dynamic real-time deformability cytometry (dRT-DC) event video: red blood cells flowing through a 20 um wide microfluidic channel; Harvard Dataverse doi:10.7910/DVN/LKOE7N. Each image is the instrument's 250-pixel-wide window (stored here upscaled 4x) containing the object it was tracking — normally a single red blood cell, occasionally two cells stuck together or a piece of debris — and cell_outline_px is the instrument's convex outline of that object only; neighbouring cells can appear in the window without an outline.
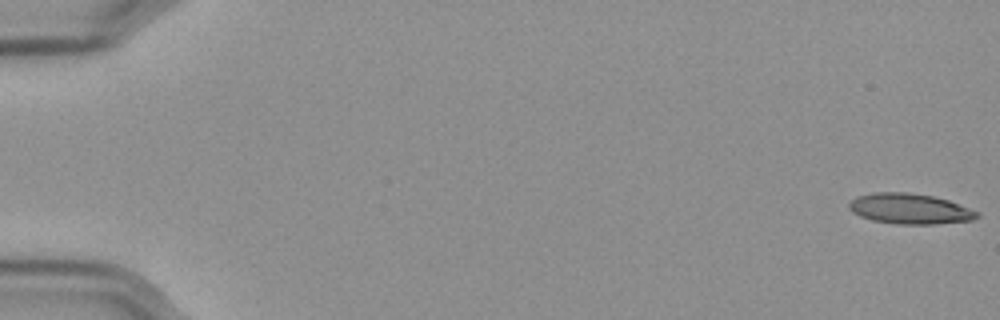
{"species": "Egyptian fruit bat (a non-hibernating species)", "species_latin": "Rousettus aegyptiacus", "temperature_condition": "cold", "stored_images_in_passage": 58, "camera_frame_rate_fps": 3000, "um_per_image_px": 0.085, "frame": {"image": 1, "passage_image": 1, "time_ms": 0.0, "image_size_px": [1000, 320], "cell_outline_px": [[980, 216], [972, 220], [932, 224], [900, 224], [872, 220], [860, 216], [852, 212], [848, 208], [848, 204], [856, 196], [872, 192], [908, 192], [932, 196], [948, 200], [980, 212]], "centroid_in_image_um": [77.32, 17.74], "position_along_channel_um": 7.7, "area_um2": 22.72}}
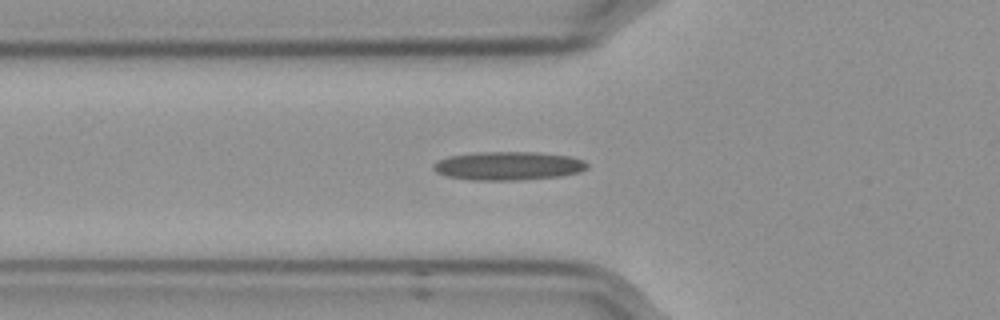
{"frame": {"image": 2, "passage_image": 21, "time_ms": 6.667, "image_size_px": [1000, 320], "cell_outline_px": [[588, 168], [580, 172], [560, 176], [524, 180], [472, 180], [448, 176], [436, 172], [432, 168], [432, 164], [448, 156], [476, 152], [536, 152], [568, 156], [584, 160], [588, 164]], "centroid_in_image_um": [43.21, 14.1], "position_along_channel_um": 82.6, "area_um2": 25.66}}
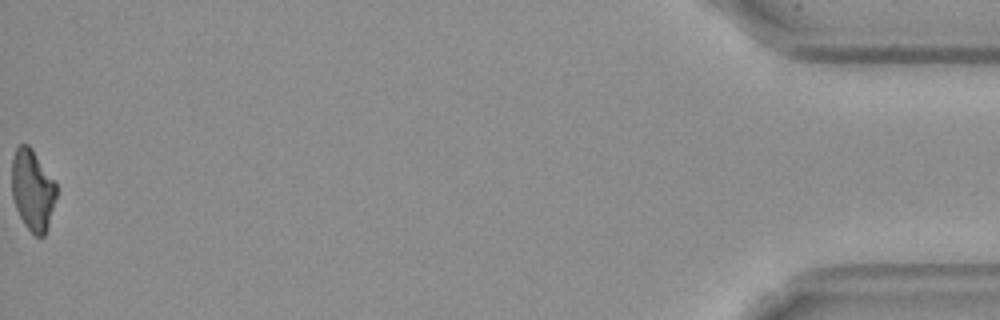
{"frame": {"image": 3, "passage_image": 58, "time_ms": 19.0, "image_size_px": [1000, 320], "cell_outline_px": [[56, 196], [48, 228], [44, 236], [36, 236], [24, 224], [16, 208], [12, 196], [12, 160], [16, 148], [20, 144], [28, 144], [32, 148], [56, 184]], "centroid_in_image_um": [2.76, 16.15], "position_along_channel_um": 432.4, "area_um2": 20.87}, "authors_computed_cell_mechanics": {"area_um2": 23.3223, "velocity_mm_per_s": 3.5827, "shape_relaxation_time_tau1_ms": null, "shape_relaxation_time_tau2_ms": 5.8836, "deformation_change_tau1": null, "deformation_change_tau2": 0.1815}}